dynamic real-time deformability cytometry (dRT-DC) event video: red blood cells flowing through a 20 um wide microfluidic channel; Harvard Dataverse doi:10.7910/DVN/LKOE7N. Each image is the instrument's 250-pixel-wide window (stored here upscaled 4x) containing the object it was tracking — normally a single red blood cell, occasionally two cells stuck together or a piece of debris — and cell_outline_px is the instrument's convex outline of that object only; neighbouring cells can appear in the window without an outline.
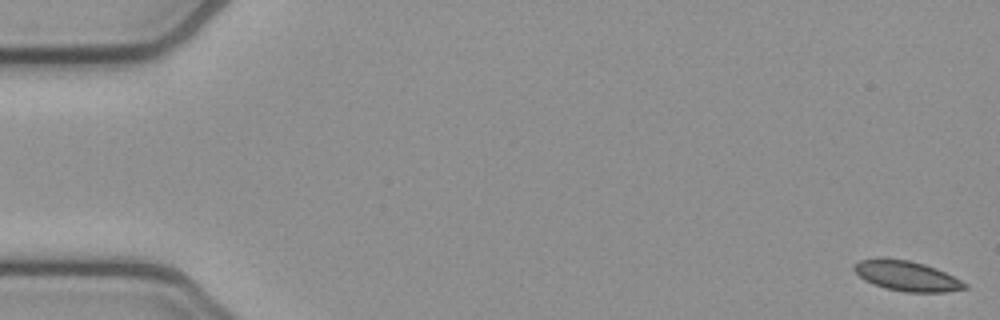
{"species": "common noctule bat (a hibernating species)", "species_latin": "Nyctalus noctula", "temperature_condition": "cold", "stored_images_in_passage": 55, "camera_frame_rate_fps": 3000, "um_per_image_px": 0.085, "animal": {"sex": "female", "body_mass_g": 21.9}, "frame": {"image": 1, "passage_image": 1, "time_ms": 0.0, "image_size_px": [1000, 320], "cell_outline_px": [[968, 288], [944, 292], [904, 292], [884, 288], [872, 284], [864, 280], [852, 268], [860, 260], [880, 256], [908, 260], [924, 264], [936, 268], [968, 284]], "centroid_in_image_um": [77.04, 23.44], "position_along_channel_um": 8.0, "area_um2": 19.54}}
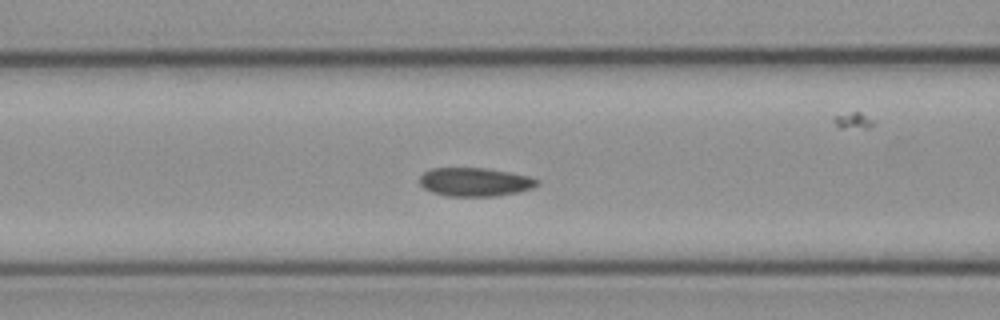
{"frame": {"image": 2, "passage_image": 22, "time_ms": 7.0, "image_size_px": [1000, 320], "cell_outline_px": [[540, 184], [536, 188], [520, 192], [496, 196], [448, 196], [432, 192], [424, 188], [420, 184], [420, 176], [424, 172], [432, 168], [484, 168], [508, 172], [528, 176], [540, 180]], "centroid_in_image_um": [40.42, 15.47], "position_along_channel_um": 126.2, "area_um2": 19.71}}
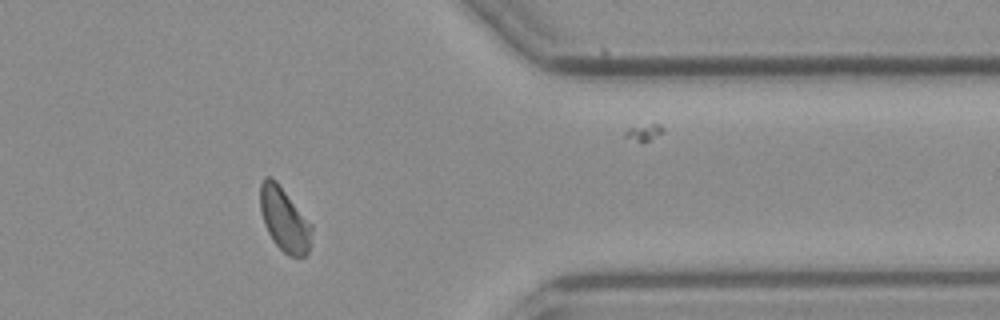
{"frame": {"image": 3, "passage_image": 44, "time_ms": 14.333, "image_size_px": [1000, 320], "cell_outline_px": [[312, 228], [308, 252], [304, 256], [288, 256], [272, 240], [264, 224], [260, 208], [260, 184], [264, 176], [268, 176], [276, 180], [312, 224]], "centroid_in_image_um": [24.15, 18.63], "position_along_channel_um": 387.2, "area_um2": 19.07}, "authors_computed_cell_mechanics": {"area_um2": 19.5942, "velocity_mm_per_s": 3.8005, "shape_relaxation_time_tau1_ms": 7.6414, "shape_relaxation_time_tau2_ms": 2.2338, "deformation_change_tau1": 0.1092, "deformation_change_tau2": 0.057}}